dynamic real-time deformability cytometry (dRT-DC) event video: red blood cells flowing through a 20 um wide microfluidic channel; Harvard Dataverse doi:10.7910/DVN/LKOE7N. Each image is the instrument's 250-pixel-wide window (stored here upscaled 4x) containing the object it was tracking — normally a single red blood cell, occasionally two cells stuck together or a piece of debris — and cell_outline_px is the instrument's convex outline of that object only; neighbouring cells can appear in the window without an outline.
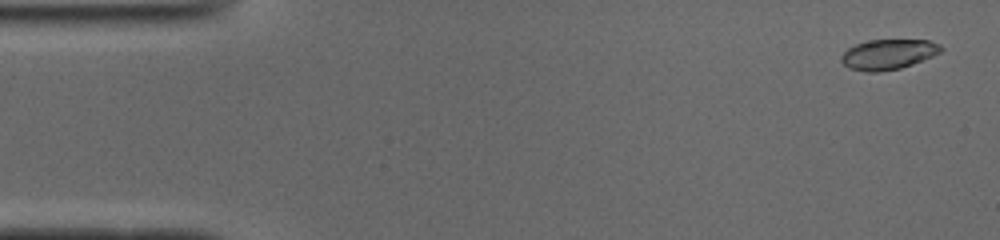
{"species": "common noctule bat (a hibernating species)", "species_latin": "Nyctalus noctula", "temperature_condition": "cold", "stored_images_in_passage": 51, "camera_frame_rate_fps": 3000, "um_per_image_px": 0.085, "animal": {"sex": "male", "body_mass_g": 19.0, "forearm_length_mm": 50.8}, "frame": {"image": 1, "passage_image": 2, "time_ms": 0.333, "image_size_px": [1000, 240], "cell_outline_px": [[944, 48], [940, 52], [932, 56], [912, 64], [900, 68], [880, 72], [868, 72], [848, 68], [840, 60], [840, 56], [848, 48], [856, 44], [868, 40], [928, 40], [940, 44]], "centroid_in_image_um": [75.48, 4.62], "position_along_channel_um": 9.5, "area_um2": 17.51}}
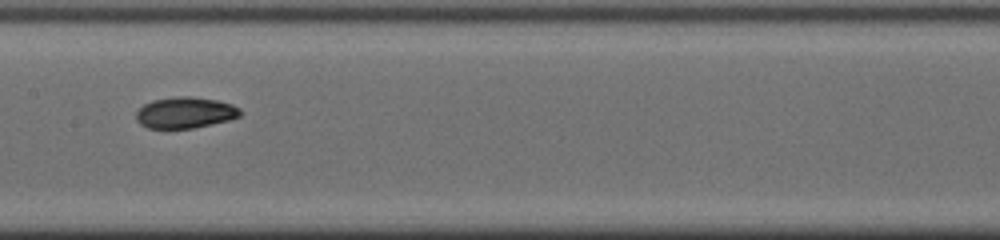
{"frame": {"image": 2, "passage_image": 25, "time_ms": 8.0, "image_size_px": [1000, 240], "cell_outline_px": [[240, 116], [228, 120], [192, 128], [148, 128], [140, 124], [136, 120], [136, 112], [144, 104], [152, 100], [176, 96], [192, 96], [216, 100], [232, 104], [240, 108]], "centroid_in_image_um": [15.72, 9.56], "position_along_channel_um": 191.7, "area_um2": 18.84}}
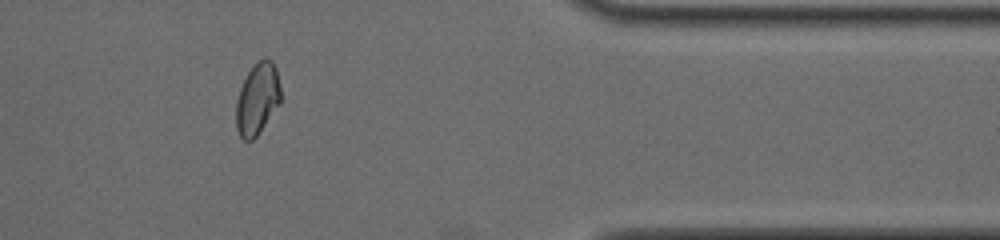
{"frame": {"image": 3, "passage_image": 42, "time_ms": 13.667, "image_size_px": [1000, 240], "cell_outline_px": [[280, 104], [256, 136], [252, 140], [244, 140], [240, 136], [236, 128], [236, 104], [240, 88], [248, 72], [264, 56], [272, 60], [276, 68], [280, 88]], "centroid_in_image_um": [21.88, 8.4], "position_along_channel_um": 389.5, "area_um2": 18.44}, "authors_computed_cell_mechanics": {"area_um2": 18.5538, "velocity_mm_per_s": 3.9236, "shape_relaxation_time_tau1_ms": 2.1472, "shape_relaxation_time_tau2_ms": 4.7533, "deformation_change_tau1": 0.1324, "deformation_change_tau2": 0.0845}}